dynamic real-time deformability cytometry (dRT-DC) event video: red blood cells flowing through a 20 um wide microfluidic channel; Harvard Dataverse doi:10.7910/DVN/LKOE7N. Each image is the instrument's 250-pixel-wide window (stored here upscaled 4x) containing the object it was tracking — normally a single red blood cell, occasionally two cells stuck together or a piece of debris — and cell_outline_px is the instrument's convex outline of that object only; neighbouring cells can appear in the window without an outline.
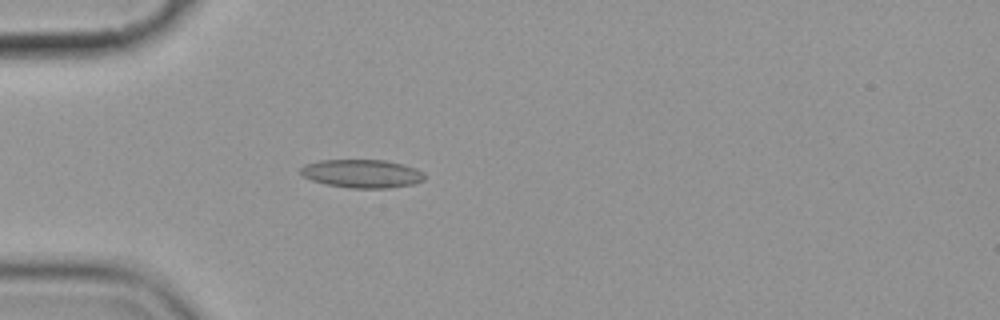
{"species": "common noctule bat (a hibernating species)", "species_latin": "Nyctalus noctula", "temperature_condition": "cold", "stored_images_in_passage": 5, "camera_frame_rate_fps": 3000, "um_per_image_px": 0.085, "animal": {"sex": "female", "body_mass_g": 19.9}, "frame": {"image": 1, "passage_image": 5, "time_ms": 4.667, "image_size_px": [1000, 320], "cell_outline_px": [[424, 180], [412, 184], [388, 188], [348, 188], [328, 184], [312, 180], [304, 176], [300, 172], [300, 168], [304, 164], [320, 160], [384, 160], [416, 168], [424, 176]], "centroid_in_image_um": [30.73, 14.75], "position_along_channel_um": 54.3, "area_um2": 20.23}}